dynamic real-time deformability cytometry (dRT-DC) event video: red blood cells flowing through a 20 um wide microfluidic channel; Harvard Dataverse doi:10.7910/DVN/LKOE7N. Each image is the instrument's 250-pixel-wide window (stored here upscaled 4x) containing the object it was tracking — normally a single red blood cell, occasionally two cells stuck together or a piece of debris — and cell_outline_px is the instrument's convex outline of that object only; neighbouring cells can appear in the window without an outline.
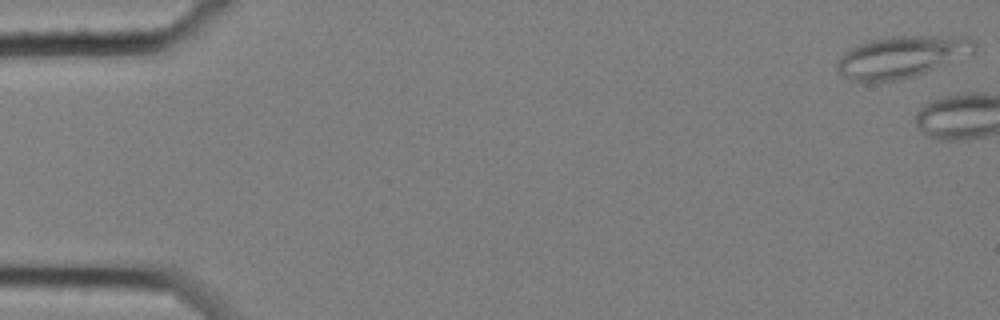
{"species": "common noctule bat (a hibernating species)", "species_latin": "Nyctalus noctula", "temperature_condition": "cold", "stored_images_in_passage": 5, "camera_frame_rate_fps": 3000, "um_per_image_px": 0.085, "animal": {"sex": "female", "body_mass_g": 25.1}, "frame": {"image": 1, "passage_image": 1, "time_ms": 0.0, "image_size_px": [1000, 320], "cell_outline_px": [[976, 52], [916, 76], [896, 80], [868, 84], [864, 84], [848, 80], [840, 76], [836, 68], [836, 60], [844, 52], [868, 40], [888, 36], [968, 36], [976, 44]], "centroid_in_image_um": [76.58, 4.86], "position_along_channel_um": 8.4, "area_um2": 34.28}}